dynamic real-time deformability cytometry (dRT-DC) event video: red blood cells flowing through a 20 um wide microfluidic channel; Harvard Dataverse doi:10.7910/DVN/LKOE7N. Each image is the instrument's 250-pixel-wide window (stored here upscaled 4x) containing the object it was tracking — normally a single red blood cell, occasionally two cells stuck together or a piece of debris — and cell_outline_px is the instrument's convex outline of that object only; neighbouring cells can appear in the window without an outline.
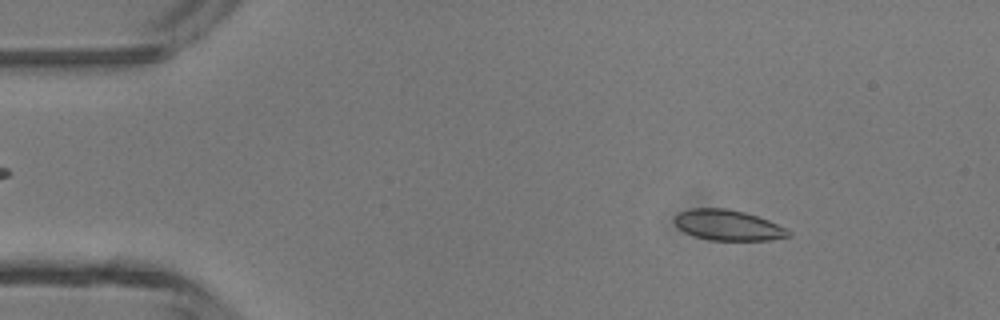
{"species": "common noctule bat (a hibernating species)", "species_latin": "Nyctalus noctula", "temperature_condition": "room temperature", "stored_images_in_passage": 3, "camera_frame_rate_fps": 3000, "um_per_image_px": 0.085, "animal": {"sex": "male", "body_mass_g": 13.3}, "frame": {"image": 1, "passage_image": 1, "time_ms": 0.0, "image_size_px": [1000, 320], "cell_outline_px": [[792, 236], [768, 240], [708, 240], [684, 232], [672, 220], [680, 212], [692, 208], [724, 208], [744, 212], [768, 220], [792, 232]], "centroid_in_image_um": [61.88, 19.14], "position_along_channel_um": 23.1, "area_um2": 20.06}}
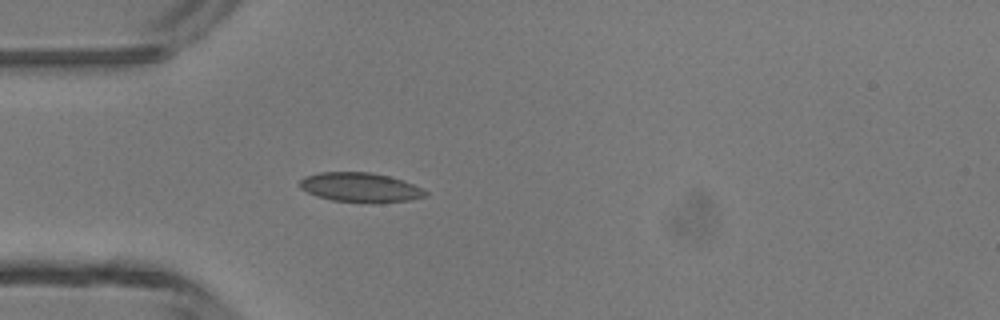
{"frame": {"image": 2, "passage_image": 3, "time_ms": 2.333, "image_size_px": [1000, 320], "cell_outline_px": [[428, 196], [408, 200], [372, 204], [332, 200], [316, 196], [300, 188], [300, 180], [304, 176], [320, 172], [372, 172], [404, 180], [428, 192]], "centroid_in_image_um": [30.63, 15.94], "position_along_channel_um": 54.4, "area_um2": 21.79}}